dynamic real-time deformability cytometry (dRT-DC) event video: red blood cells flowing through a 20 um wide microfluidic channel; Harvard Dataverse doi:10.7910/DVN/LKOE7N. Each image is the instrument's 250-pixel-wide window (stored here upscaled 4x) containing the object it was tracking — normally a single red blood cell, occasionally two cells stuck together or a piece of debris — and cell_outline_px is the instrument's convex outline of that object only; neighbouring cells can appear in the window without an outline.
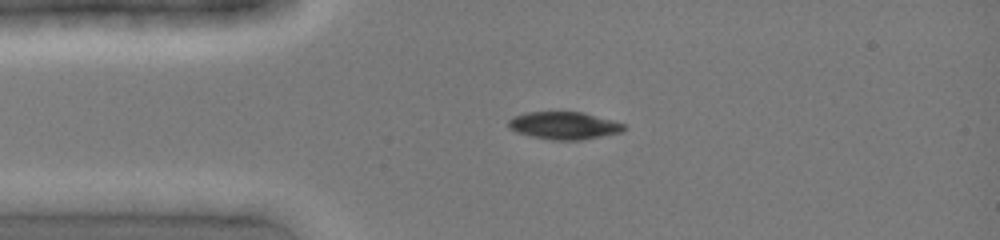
{"species": "common noctule bat (a hibernating species)", "species_latin": "Nyctalus noctula", "temperature_condition": "cold", "stored_images_in_passage": 3, "camera_frame_rate_fps": 3000, "um_per_image_px": 0.085, "animal": {"sex": "female", "body_mass_g": 19.0, "forearm_length_mm": 51.5}, "frame": {"image": 1, "passage_image": 1, "time_ms": 0.0, "image_size_px": [1000, 240], "cell_outline_px": [[628, 128], [624, 132], [580, 140], [552, 140], [532, 136], [516, 132], [508, 128], [508, 120], [512, 116], [528, 112], [584, 112], [612, 120], [624, 124]], "centroid_in_image_um": [47.96, 10.67], "position_along_channel_um": 37.0, "area_um2": 18.67}}